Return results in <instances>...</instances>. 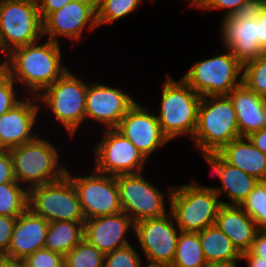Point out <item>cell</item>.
<instances>
[{"label": "cell", "mask_w": 266, "mask_h": 267, "mask_svg": "<svg viewBox=\"0 0 266 267\" xmlns=\"http://www.w3.org/2000/svg\"><path fill=\"white\" fill-rule=\"evenodd\" d=\"M40 40L15 48L5 57V72L23 90L38 96L69 69L61 64V44L52 40Z\"/></svg>", "instance_id": "cell-1"}, {"label": "cell", "mask_w": 266, "mask_h": 267, "mask_svg": "<svg viewBox=\"0 0 266 267\" xmlns=\"http://www.w3.org/2000/svg\"><path fill=\"white\" fill-rule=\"evenodd\" d=\"M40 135L9 150L15 179L27 190L58 181L67 172V167L59 163L61 157L55 145Z\"/></svg>", "instance_id": "cell-2"}, {"label": "cell", "mask_w": 266, "mask_h": 267, "mask_svg": "<svg viewBox=\"0 0 266 267\" xmlns=\"http://www.w3.org/2000/svg\"><path fill=\"white\" fill-rule=\"evenodd\" d=\"M157 120L170 141L184 134L192 139L202 99L182 78L174 80L167 74L162 85Z\"/></svg>", "instance_id": "cell-3"}, {"label": "cell", "mask_w": 266, "mask_h": 267, "mask_svg": "<svg viewBox=\"0 0 266 267\" xmlns=\"http://www.w3.org/2000/svg\"><path fill=\"white\" fill-rule=\"evenodd\" d=\"M167 199L175 225L182 232L198 233L214 225L222 206L214 190L198 189L191 182L170 186Z\"/></svg>", "instance_id": "cell-4"}, {"label": "cell", "mask_w": 266, "mask_h": 267, "mask_svg": "<svg viewBox=\"0 0 266 267\" xmlns=\"http://www.w3.org/2000/svg\"><path fill=\"white\" fill-rule=\"evenodd\" d=\"M236 111L227 95L202 97L191 140L198 150L220 151L239 138Z\"/></svg>", "instance_id": "cell-5"}, {"label": "cell", "mask_w": 266, "mask_h": 267, "mask_svg": "<svg viewBox=\"0 0 266 267\" xmlns=\"http://www.w3.org/2000/svg\"><path fill=\"white\" fill-rule=\"evenodd\" d=\"M225 53L193 63L182 79L202 97L228 95L243 83V64L229 48Z\"/></svg>", "instance_id": "cell-6"}, {"label": "cell", "mask_w": 266, "mask_h": 267, "mask_svg": "<svg viewBox=\"0 0 266 267\" xmlns=\"http://www.w3.org/2000/svg\"><path fill=\"white\" fill-rule=\"evenodd\" d=\"M81 80L68 70L37 96L40 105L51 110L53 118L61 123L71 138L85 121L88 83Z\"/></svg>", "instance_id": "cell-7"}, {"label": "cell", "mask_w": 266, "mask_h": 267, "mask_svg": "<svg viewBox=\"0 0 266 267\" xmlns=\"http://www.w3.org/2000/svg\"><path fill=\"white\" fill-rule=\"evenodd\" d=\"M43 38V21L35 0H0V51L12 50Z\"/></svg>", "instance_id": "cell-8"}, {"label": "cell", "mask_w": 266, "mask_h": 267, "mask_svg": "<svg viewBox=\"0 0 266 267\" xmlns=\"http://www.w3.org/2000/svg\"><path fill=\"white\" fill-rule=\"evenodd\" d=\"M28 208L48 222L86 220L77 190L67 175L58 181L30 188Z\"/></svg>", "instance_id": "cell-9"}, {"label": "cell", "mask_w": 266, "mask_h": 267, "mask_svg": "<svg viewBox=\"0 0 266 267\" xmlns=\"http://www.w3.org/2000/svg\"><path fill=\"white\" fill-rule=\"evenodd\" d=\"M171 212L157 218L135 223L134 234L148 261L146 267H170L175 254L180 229L174 226Z\"/></svg>", "instance_id": "cell-10"}, {"label": "cell", "mask_w": 266, "mask_h": 267, "mask_svg": "<svg viewBox=\"0 0 266 267\" xmlns=\"http://www.w3.org/2000/svg\"><path fill=\"white\" fill-rule=\"evenodd\" d=\"M141 173L122 174L116 176L119 200L122 211L125 212L134 223L148 218L161 217L167 213V197L146 180Z\"/></svg>", "instance_id": "cell-11"}, {"label": "cell", "mask_w": 266, "mask_h": 267, "mask_svg": "<svg viewBox=\"0 0 266 267\" xmlns=\"http://www.w3.org/2000/svg\"><path fill=\"white\" fill-rule=\"evenodd\" d=\"M102 136L94 148L97 172L113 176L143 172L148 160L129 139L115 128L105 129Z\"/></svg>", "instance_id": "cell-12"}, {"label": "cell", "mask_w": 266, "mask_h": 267, "mask_svg": "<svg viewBox=\"0 0 266 267\" xmlns=\"http://www.w3.org/2000/svg\"><path fill=\"white\" fill-rule=\"evenodd\" d=\"M92 174L75 176L68 170L66 172L77 190L85 219L122 212L116 176L103 174L95 169Z\"/></svg>", "instance_id": "cell-13"}, {"label": "cell", "mask_w": 266, "mask_h": 267, "mask_svg": "<svg viewBox=\"0 0 266 267\" xmlns=\"http://www.w3.org/2000/svg\"><path fill=\"white\" fill-rule=\"evenodd\" d=\"M129 139L148 160L150 156L171 142L162 132L155 113L135 102L115 128Z\"/></svg>", "instance_id": "cell-14"}, {"label": "cell", "mask_w": 266, "mask_h": 267, "mask_svg": "<svg viewBox=\"0 0 266 267\" xmlns=\"http://www.w3.org/2000/svg\"><path fill=\"white\" fill-rule=\"evenodd\" d=\"M97 7L98 4L70 1L43 21V36L56 43H60L61 36L79 41L85 28H98Z\"/></svg>", "instance_id": "cell-15"}, {"label": "cell", "mask_w": 266, "mask_h": 267, "mask_svg": "<svg viewBox=\"0 0 266 267\" xmlns=\"http://www.w3.org/2000/svg\"><path fill=\"white\" fill-rule=\"evenodd\" d=\"M135 102L122 88L120 90L107 84L88 83L85 121H97L104 129L116 128Z\"/></svg>", "instance_id": "cell-16"}, {"label": "cell", "mask_w": 266, "mask_h": 267, "mask_svg": "<svg viewBox=\"0 0 266 267\" xmlns=\"http://www.w3.org/2000/svg\"><path fill=\"white\" fill-rule=\"evenodd\" d=\"M26 95L9 111L0 115V149L10 150L32 141L39 134L33 130L41 111L37 96ZM33 131V132H32Z\"/></svg>", "instance_id": "cell-17"}, {"label": "cell", "mask_w": 266, "mask_h": 267, "mask_svg": "<svg viewBox=\"0 0 266 267\" xmlns=\"http://www.w3.org/2000/svg\"><path fill=\"white\" fill-rule=\"evenodd\" d=\"M220 25L224 48H229L243 65L263 53L258 46L257 21L251 12L222 17Z\"/></svg>", "instance_id": "cell-18"}, {"label": "cell", "mask_w": 266, "mask_h": 267, "mask_svg": "<svg viewBox=\"0 0 266 267\" xmlns=\"http://www.w3.org/2000/svg\"><path fill=\"white\" fill-rule=\"evenodd\" d=\"M134 231L135 223L125 213L86 219L84 222V239L104 254L130 244L126 235Z\"/></svg>", "instance_id": "cell-19"}, {"label": "cell", "mask_w": 266, "mask_h": 267, "mask_svg": "<svg viewBox=\"0 0 266 267\" xmlns=\"http://www.w3.org/2000/svg\"><path fill=\"white\" fill-rule=\"evenodd\" d=\"M49 222L27 208L17 217L8 252L9 258L24 260L45 245Z\"/></svg>", "instance_id": "cell-20"}, {"label": "cell", "mask_w": 266, "mask_h": 267, "mask_svg": "<svg viewBox=\"0 0 266 267\" xmlns=\"http://www.w3.org/2000/svg\"><path fill=\"white\" fill-rule=\"evenodd\" d=\"M227 96L236 111L240 137H247L266 127V101L260 95L242 83Z\"/></svg>", "instance_id": "cell-21"}, {"label": "cell", "mask_w": 266, "mask_h": 267, "mask_svg": "<svg viewBox=\"0 0 266 267\" xmlns=\"http://www.w3.org/2000/svg\"><path fill=\"white\" fill-rule=\"evenodd\" d=\"M214 225L229 237L240 253L251 249L259 230L253 219L239 205L222 204Z\"/></svg>", "instance_id": "cell-22"}, {"label": "cell", "mask_w": 266, "mask_h": 267, "mask_svg": "<svg viewBox=\"0 0 266 267\" xmlns=\"http://www.w3.org/2000/svg\"><path fill=\"white\" fill-rule=\"evenodd\" d=\"M220 152L227 163L239 168L259 181L266 180V155L248 137H239L225 145Z\"/></svg>", "instance_id": "cell-23"}, {"label": "cell", "mask_w": 266, "mask_h": 267, "mask_svg": "<svg viewBox=\"0 0 266 267\" xmlns=\"http://www.w3.org/2000/svg\"><path fill=\"white\" fill-rule=\"evenodd\" d=\"M220 182V187H207V185L197 184L194 179L191 181L198 189L214 190L219 197L225 194L230 202L222 201V204L240 205L254 189L259 180L226 162L225 171Z\"/></svg>", "instance_id": "cell-24"}, {"label": "cell", "mask_w": 266, "mask_h": 267, "mask_svg": "<svg viewBox=\"0 0 266 267\" xmlns=\"http://www.w3.org/2000/svg\"><path fill=\"white\" fill-rule=\"evenodd\" d=\"M198 233L207 263L237 265L241 253L217 226L212 225Z\"/></svg>", "instance_id": "cell-25"}, {"label": "cell", "mask_w": 266, "mask_h": 267, "mask_svg": "<svg viewBox=\"0 0 266 267\" xmlns=\"http://www.w3.org/2000/svg\"><path fill=\"white\" fill-rule=\"evenodd\" d=\"M84 222H49L44 248L65 256L84 238Z\"/></svg>", "instance_id": "cell-26"}, {"label": "cell", "mask_w": 266, "mask_h": 267, "mask_svg": "<svg viewBox=\"0 0 266 267\" xmlns=\"http://www.w3.org/2000/svg\"><path fill=\"white\" fill-rule=\"evenodd\" d=\"M206 264L199 233L180 231L170 267H203Z\"/></svg>", "instance_id": "cell-27"}, {"label": "cell", "mask_w": 266, "mask_h": 267, "mask_svg": "<svg viewBox=\"0 0 266 267\" xmlns=\"http://www.w3.org/2000/svg\"><path fill=\"white\" fill-rule=\"evenodd\" d=\"M27 208V188L17 181L0 184V215L18 217Z\"/></svg>", "instance_id": "cell-28"}, {"label": "cell", "mask_w": 266, "mask_h": 267, "mask_svg": "<svg viewBox=\"0 0 266 267\" xmlns=\"http://www.w3.org/2000/svg\"><path fill=\"white\" fill-rule=\"evenodd\" d=\"M143 0H99L97 7L98 28L114 23L138 10ZM153 1V0H150Z\"/></svg>", "instance_id": "cell-29"}, {"label": "cell", "mask_w": 266, "mask_h": 267, "mask_svg": "<svg viewBox=\"0 0 266 267\" xmlns=\"http://www.w3.org/2000/svg\"><path fill=\"white\" fill-rule=\"evenodd\" d=\"M105 254L82 239L64 256V267H103Z\"/></svg>", "instance_id": "cell-30"}, {"label": "cell", "mask_w": 266, "mask_h": 267, "mask_svg": "<svg viewBox=\"0 0 266 267\" xmlns=\"http://www.w3.org/2000/svg\"><path fill=\"white\" fill-rule=\"evenodd\" d=\"M239 206L259 229H266V180L259 181Z\"/></svg>", "instance_id": "cell-31"}, {"label": "cell", "mask_w": 266, "mask_h": 267, "mask_svg": "<svg viewBox=\"0 0 266 267\" xmlns=\"http://www.w3.org/2000/svg\"><path fill=\"white\" fill-rule=\"evenodd\" d=\"M243 83L266 101V52L243 65Z\"/></svg>", "instance_id": "cell-32"}, {"label": "cell", "mask_w": 266, "mask_h": 267, "mask_svg": "<svg viewBox=\"0 0 266 267\" xmlns=\"http://www.w3.org/2000/svg\"><path fill=\"white\" fill-rule=\"evenodd\" d=\"M132 244L105 254L103 267H146Z\"/></svg>", "instance_id": "cell-33"}, {"label": "cell", "mask_w": 266, "mask_h": 267, "mask_svg": "<svg viewBox=\"0 0 266 267\" xmlns=\"http://www.w3.org/2000/svg\"><path fill=\"white\" fill-rule=\"evenodd\" d=\"M257 0H207L203 10H226L223 18L247 13Z\"/></svg>", "instance_id": "cell-34"}, {"label": "cell", "mask_w": 266, "mask_h": 267, "mask_svg": "<svg viewBox=\"0 0 266 267\" xmlns=\"http://www.w3.org/2000/svg\"><path fill=\"white\" fill-rule=\"evenodd\" d=\"M23 267H64V256L60 253L39 249L22 260Z\"/></svg>", "instance_id": "cell-35"}, {"label": "cell", "mask_w": 266, "mask_h": 267, "mask_svg": "<svg viewBox=\"0 0 266 267\" xmlns=\"http://www.w3.org/2000/svg\"><path fill=\"white\" fill-rule=\"evenodd\" d=\"M16 86L18 87L17 83L6 72L0 77V115L9 111L21 100V95L20 99L17 95L19 91Z\"/></svg>", "instance_id": "cell-36"}, {"label": "cell", "mask_w": 266, "mask_h": 267, "mask_svg": "<svg viewBox=\"0 0 266 267\" xmlns=\"http://www.w3.org/2000/svg\"><path fill=\"white\" fill-rule=\"evenodd\" d=\"M250 12L257 21L258 46L266 52V0H257Z\"/></svg>", "instance_id": "cell-37"}, {"label": "cell", "mask_w": 266, "mask_h": 267, "mask_svg": "<svg viewBox=\"0 0 266 267\" xmlns=\"http://www.w3.org/2000/svg\"><path fill=\"white\" fill-rule=\"evenodd\" d=\"M17 217L0 215V256L8 252Z\"/></svg>", "instance_id": "cell-38"}, {"label": "cell", "mask_w": 266, "mask_h": 267, "mask_svg": "<svg viewBox=\"0 0 266 267\" xmlns=\"http://www.w3.org/2000/svg\"><path fill=\"white\" fill-rule=\"evenodd\" d=\"M199 153L204 157L209 167L215 171L217 177L221 181L227 162L225 156L220 151L216 150H199Z\"/></svg>", "instance_id": "cell-39"}, {"label": "cell", "mask_w": 266, "mask_h": 267, "mask_svg": "<svg viewBox=\"0 0 266 267\" xmlns=\"http://www.w3.org/2000/svg\"><path fill=\"white\" fill-rule=\"evenodd\" d=\"M16 181L9 150L0 149V184Z\"/></svg>", "instance_id": "cell-40"}, {"label": "cell", "mask_w": 266, "mask_h": 267, "mask_svg": "<svg viewBox=\"0 0 266 267\" xmlns=\"http://www.w3.org/2000/svg\"><path fill=\"white\" fill-rule=\"evenodd\" d=\"M42 21H44L52 12L60 10L71 0H35Z\"/></svg>", "instance_id": "cell-41"}, {"label": "cell", "mask_w": 266, "mask_h": 267, "mask_svg": "<svg viewBox=\"0 0 266 267\" xmlns=\"http://www.w3.org/2000/svg\"><path fill=\"white\" fill-rule=\"evenodd\" d=\"M249 252L253 256L266 258V229H259Z\"/></svg>", "instance_id": "cell-42"}, {"label": "cell", "mask_w": 266, "mask_h": 267, "mask_svg": "<svg viewBox=\"0 0 266 267\" xmlns=\"http://www.w3.org/2000/svg\"><path fill=\"white\" fill-rule=\"evenodd\" d=\"M247 137L257 149L266 155V127Z\"/></svg>", "instance_id": "cell-43"}, {"label": "cell", "mask_w": 266, "mask_h": 267, "mask_svg": "<svg viewBox=\"0 0 266 267\" xmlns=\"http://www.w3.org/2000/svg\"><path fill=\"white\" fill-rule=\"evenodd\" d=\"M240 260H246L247 267H266V258L253 256L249 251L241 253Z\"/></svg>", "instance_id": "cell-44"}, {"label": "cell", "mask_w": 266, "mask_h": 267, "mask_svg": "<svg viewBox=\"0 0 266 267\" xmlns=\"http://www.w3.org/2000/svg\"><path fill=\"white\" fill-rule=\"evenodd\" d=\"M0 267H23L22 260L0 256Z\"/></svg>", "instance_id": "cell-45"}, {"label": "cell", "mask_w": 266, "mask_h": 267, "mask_svg": "<svg viewBox=\"0 0 266 267\" xmlns=\"http://www.w3.org/2000/svg\"><path fill=\"white\" fill-rule=\"evenodd\" d=\"M187 1H190V0H187ZM206 2L207 0H191L189 5L190 7L192 6V7H196L198 9L200 8L203 10V8L206 5Z\"/></svg>", "instance_id": "cell-46"}, {"label": "cell", "mask_w": 266, "mask_h": 267, "mask_svg": "<svg viewBox=\"0 0 266 267\" xmlns=\"http://www.w3.org/2000/svg\"><path fill=\"white\" fill-rule=\"evenodd\" d=\"M203 267H237V266H232V265H224V264H214V263H207Z\"/></svg>", "instance_id": "cell-47"}, {"label": "cell", "mask_w": 266, "mask_h": 267, "mask_svg": "<svg viewBox=\"0 0 266 267\" xmlns=\"http://www.w3.org/2000/svg\"><path fill=\"white\" fill-rule=\"evenodd\" d=\"M76 2H81L84 4H98L99 0H71Z\"/></svg>", "instance_id": "cell-48"}, {"label": "cell", "mask_w": 266, "mask_h": 267, "mask_svg": "<svg viewBox=\"0 0 266 267\" xmlns=\"http://www.w3.org/2000/svg\"><path fill=\"white\" fill-rule=\"evenodd\" d=\"M0 68H5V60H3L2 62L0 60Z\"/></svg>", "instance_id": "cell-49"}, {"label": "cell", "mask_w": 266, "mask_h": 267, "mask_svg": "<svg viewBox=\"0 0 266 267\" xmlns=\"http://www.w3.org/2000/svg\"><path fill=\"white\" fill-rule=\"evenodd\" d=\"M5 73V68H0V77Z\"/></svg>", "instance_id": "cell-50"}]
</instances>
